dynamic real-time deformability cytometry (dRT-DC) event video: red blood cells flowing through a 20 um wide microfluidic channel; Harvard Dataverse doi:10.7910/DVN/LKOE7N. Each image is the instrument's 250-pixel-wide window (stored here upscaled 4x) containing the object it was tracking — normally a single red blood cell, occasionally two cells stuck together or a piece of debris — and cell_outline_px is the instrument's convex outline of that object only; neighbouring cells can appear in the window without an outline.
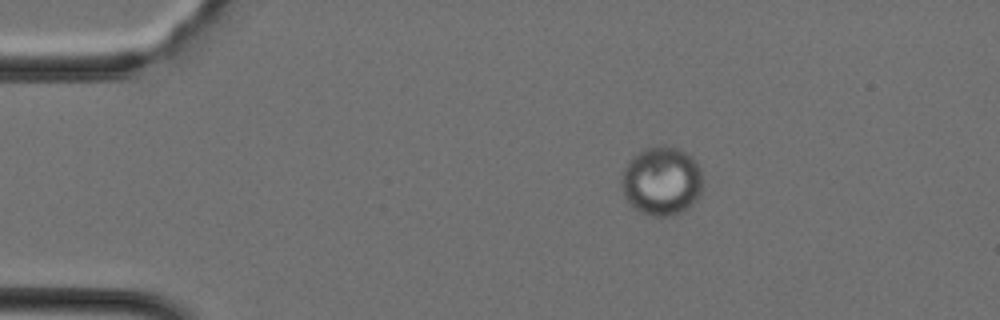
{"species": "Egyptian fruit bat (a non-hibernating species)", "species_latin": "Rousettus aegyptiacus", "temperature_condition": "cold", "stored_images_in_passage": 5, "camera_frame_rate_fps": 3000, "um_per_image_px": 0.085, "animal": {"sex": "female"}, "frame": {"image": 1, "passage_image": 1, "time_ms": 0.0, "image_size_px": [1000, 320], "cell_outline_px": [[700, 192], [696, 200], [684, 212], [672, 216], [652, 216], [640, 212], [632, 208], [624, 196], [620, 184], [620, 180], [624, 168], [628, 160], [632, 156], [644, 148], [656, 144], [664, 144], [680, 148], [692, 156], [700, 168]], "centroid_in_image_um": [56.19, 15.37], "position_along_channel_um": 28.8, "area_um2": 33.23}}